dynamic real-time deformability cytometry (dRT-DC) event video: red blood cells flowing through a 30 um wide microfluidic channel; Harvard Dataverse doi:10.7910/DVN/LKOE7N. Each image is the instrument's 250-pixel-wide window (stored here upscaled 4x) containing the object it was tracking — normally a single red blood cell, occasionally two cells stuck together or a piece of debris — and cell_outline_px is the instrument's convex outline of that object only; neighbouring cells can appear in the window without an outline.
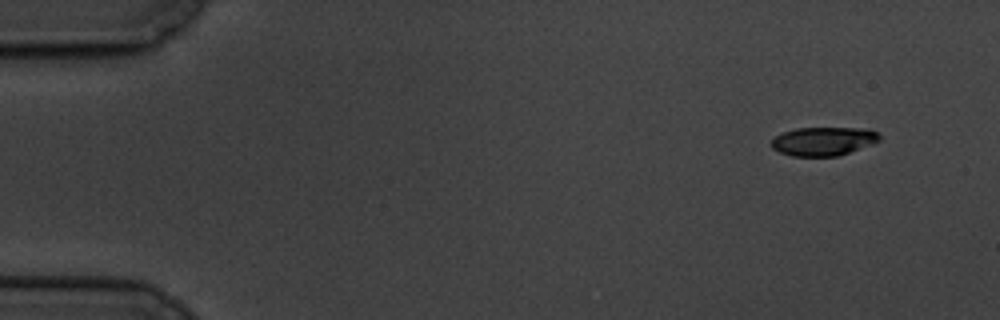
{"species": "common noctule bat (a hibernating species)", "species_latin": "Nyctalus noctula", "temperature_condition": "cold", "stored_images_in_passage": 6, "camera_frame_rate_fps": 3000, "um_per_image_px": 0.085, "animal": {"sex": "male", "body_mass_g": 19.5, "forearm_length_mm": 54.6}, "frame": {"image": 1, "passage_image": 1, "time_ms": 0.0, "image_size_px": [1000, 320], "cell_outline_px": [[880, 140], [872, 144], [836, 156], [792, 156], [780, 152], [772, 148], [768, 144], [776, 136], [784, 132], [796, 128], [856, 128], [876, 132], [880, 136]], "centroid_in_image_um": [69.93, 12.01], "position_along_channel_um": 15.1, "area_um2": 17.8}}
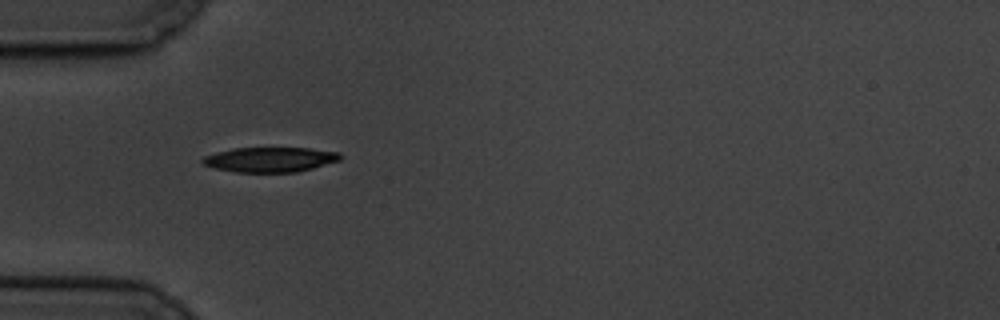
{"frame": {"image": 2, "passage_image": 5, "time_ms": 4.667, "image_size_px": [1000, 320], "cell_outline_px": [[344, 156], [340, 160], [312, 168], [296, 172], [236, 172], [216, 168], [204, 164], [200, 160], [204, 156], [216, 152], [232, 148], [308, 148], [340, 152]], "centroid_in_image_um": [22.97, 13.55], "position_along_channel_um": 62.0, "area_um2": 19.94}}
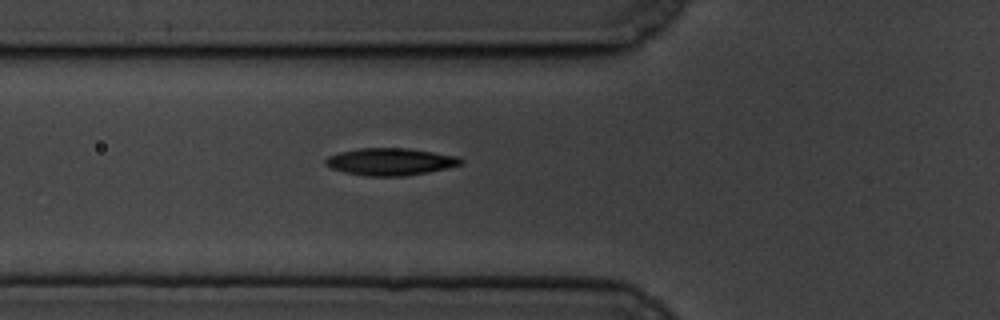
{"frame": {"image": 3, "passage_image": 6, "time_ms": 5.667, "image_size_px": [1000, 320], "cell_outline_px": [[464, 164], [428, 172], [404, 176], [364, 176], [344, 172], [332, 168], [324, 164], [324, 160], [328, 156], [340, 152], [360, 148], [408, 148], [460, 156], [464, 160]], "centroid_in_image_um": [33.21, 13.74], "position_along_channel_um": 92.6, "area_um2": 21.62}}